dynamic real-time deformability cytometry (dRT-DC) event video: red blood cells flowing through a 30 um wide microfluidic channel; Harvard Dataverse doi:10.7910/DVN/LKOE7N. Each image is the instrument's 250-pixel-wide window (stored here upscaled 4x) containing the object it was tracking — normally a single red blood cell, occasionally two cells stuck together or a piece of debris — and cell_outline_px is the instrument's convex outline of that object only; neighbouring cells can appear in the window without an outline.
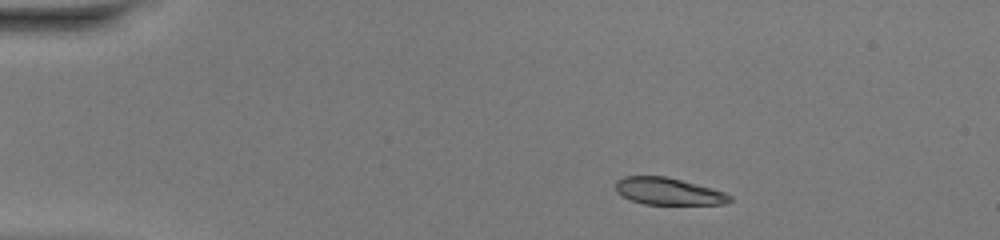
{"species": "common noctule bat (a hibernating species)", "species_latin": "Nyctalus noctula", "temperature_condition": "warm", "stored_images_in_passage": 47, "camera_frame_rate_fps": 3000, "um_per_image_px": 0.085, "animal": {"sex": "female", "body_mass_g": 20.0, "forearm_length_mm": 54.0}, "frame": {"image": 1, "passage_image": 6, "time_ms": 1.667, "image_size_px": [1000, 240], "cell_outline_px": [[732, 200], [724, 204], [644, 204], [632, 200], [616, 192], [616, 180], [624, 176], [664, 176], [712, 188], [724, 192], [732, 196]], "centroid_in_image_um": [56.8, 16.26], "position_along_channel_um": 28.2, "area_um2": 17.8}}
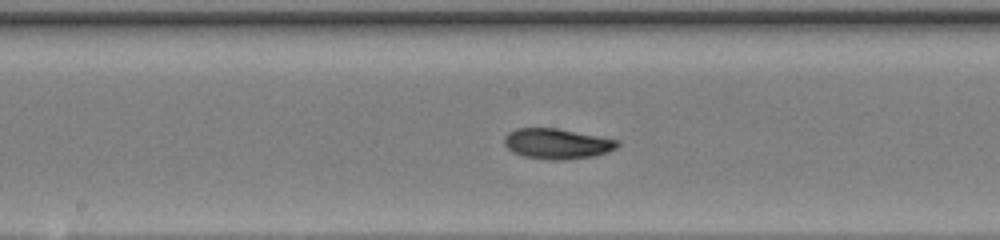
{"frame": {"image": 2, "passage_image": 24, "time_ms": 7.667, "image_size_px": [1000, 240], "cell_outline_px": [[620, 144], [616, 148], [608, 152], [592, 156], [564, 160], [548, 160], [524, 156], [512, 152], [504, 144], [504, 136], [508, 132], [516, 128], [556, 128], [620, 140]], "centroid_in_image_um": [47.34, 12.21], "position_along_channel_um": 200.9, "area_um2": 20.11}}
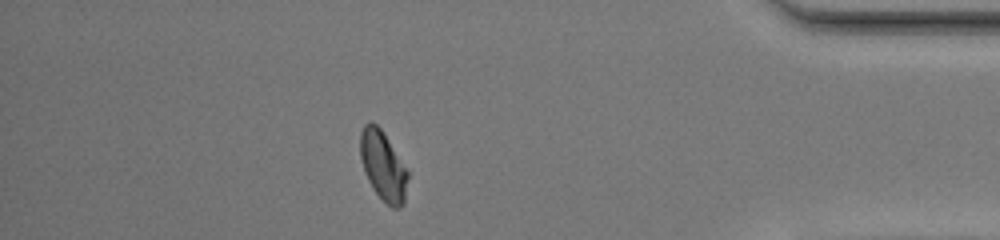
{"frame": {"image": 3, "passage_image": 41, "time_ms": 13.333, "image_size_px": [1000, 240], "cell_outline_px": [[408, 176], [404, 204], [400, 208], [392, 208], [372, 188], [364, 172], [360, 156], [360, 132], [364, 124], [372, 120], [384, 132], [408, 172]], "centroid_in_image_um": [32.54, 14.07], "position_along_channel_um": 402.7, "area_um2": 19.19}, "authors_computed_cell_mechanics": {"area_um2": 19.363, "velocity_mm_per_s": 4.1929, "shape_relaxation_time_tau1_ms": 7.4199, "shape_relaxation_time_tau2_ms": 4.1984, "deformation_change_tau1": 0.226, "deformation_change_tau2": 0.0797}}